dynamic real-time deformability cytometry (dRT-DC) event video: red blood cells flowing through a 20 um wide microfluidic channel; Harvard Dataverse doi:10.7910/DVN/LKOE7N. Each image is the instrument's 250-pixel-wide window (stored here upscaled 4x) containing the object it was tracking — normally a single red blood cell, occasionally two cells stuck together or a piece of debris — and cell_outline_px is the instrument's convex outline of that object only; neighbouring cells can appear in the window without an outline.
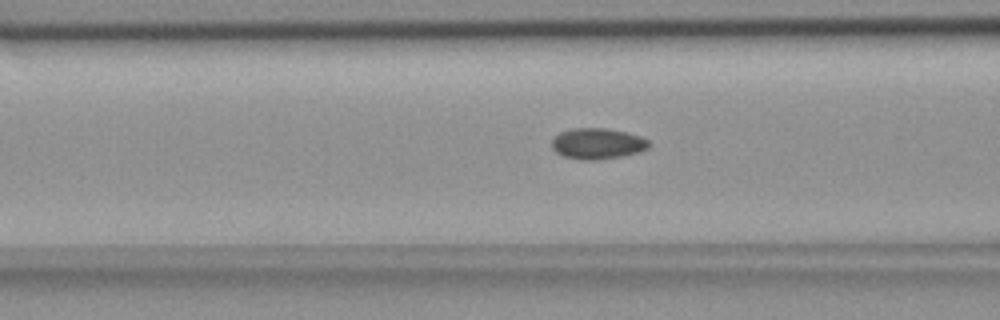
{"species": "common noctule bat (a hibernating species)", "species_latin": "Nyctalus noctula", "temperature_condition": "room temperature", "stored_images_in_passage": 48, "camera_frame_rate_fps": 3000, "um_per_image_px": 0.085, "animal": {"sex": "female", "body_mass_g": 18.4}, "frame": {"image": 1, "passage_image": 14, "time_ms": 4.333, "image_size_px": [1000, 320], "cell_outline_px": [[648, 148], [640, 152], [620, 156], [596, 160], [580, 160], [564, 156], [556, 152], [552, 148], [552, 140], [560, 132], [572, 128], [604, 128], [624, 132], [640, 136], [648, 140]], "centroid_in_image_um": [50.76, 12.21], "position_along_channel_um": 115.8, "area_um2": 17.34}}
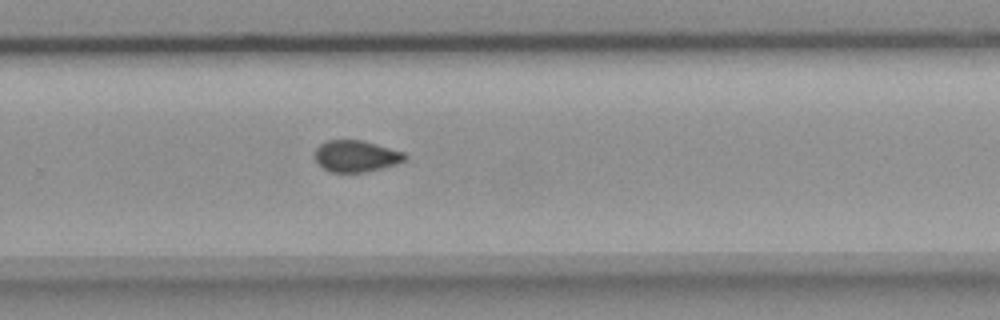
{"frame": {"image": 2, "passage_image": 29, "time_ms": 9.333, "image_size_px": [1000, 320], "cell_outline_px": [[408, 156], [404, 160], [396, 164], [364, 172], [332, 172], [324, 168], [316, 160], [316, 148], [320, 144], [328, 140], [364, 140], [404, 152]], "centroid_in_image_um": [30.29, 13.25], "position_along_channel_um": 299.5, "area_um2": 16.36}}
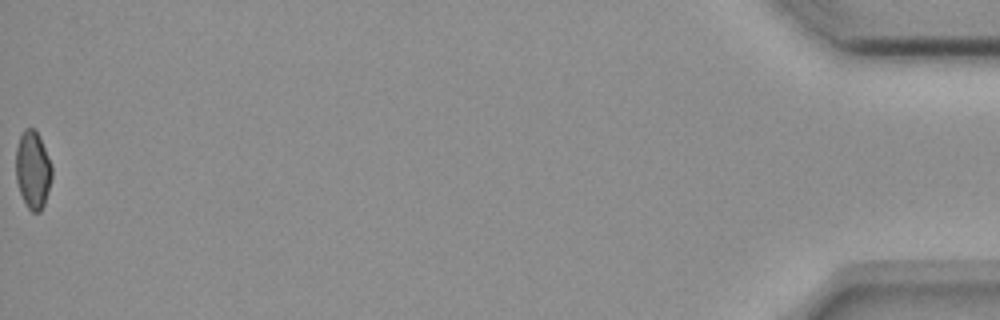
{"frame": {"image": 3, "passage_image": 48, "time_ms": 15.667, "image_size_px": [1000, 320], "cell_outline_px": [[52, 176], [44, 204], [40, 212], [32, 212], [28, 208], [20, 192], [16, 180], [16, 148], [20, 136], [24, 128], [36, 128], [40, 136], [52, 164]], "centroid_in_image_um": [2.8, 14.39], "position_along_channel_um": 432.4, "area_um2": 16.42}, "authors_computed_cell_mechanics": {"area_um2": 17.051, "velocity_mm_per_s": 3.6814, "shape_relaxation_time_tau1_ms": null, "shape_relaxation_time_tau2_ms": 2.5833, "deformation_change_tau1": null, "deformation_change_tau2": 0.0577}}